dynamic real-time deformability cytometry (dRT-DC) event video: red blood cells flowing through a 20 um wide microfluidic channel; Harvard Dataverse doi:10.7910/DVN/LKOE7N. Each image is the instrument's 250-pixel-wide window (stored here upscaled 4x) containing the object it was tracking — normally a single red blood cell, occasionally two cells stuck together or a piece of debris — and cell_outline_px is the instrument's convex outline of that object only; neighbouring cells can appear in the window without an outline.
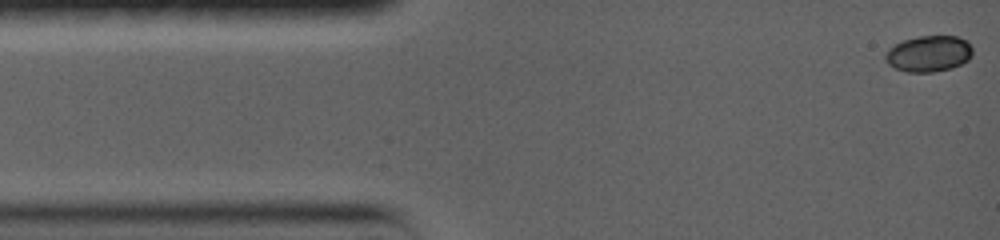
{"species": "common noctule bat (a hibernating species)", "species_latin": "Nyctalus noctula", "temperature_condition": "warm", "stored_images_in_passage": 20, "camera_frame_rate_fps": 5000, "um_per_image_px": 0.085, "animal": {"sex": "female", "body_mass_g": 19.0, "forearm_length_mm": 56.7}, "frame": {"image": 1, "passage_image": 1, "time_ms": 0.0, "image_size_px": [1000, 240], "cell_outline_px": [[972, 56], [968, 60], [952, 68], [932, 72], [908, 72], [896, 68], [888, 64], [884, 56], [884, 52], [888, 48], [904, 40], [920, 36], [956, 36], [968, 40], [972, 48]], "centroid_in_image_um": [78.95, 4.56], "position_along_channel_um": 6.0, "area_um2": 18.44}}
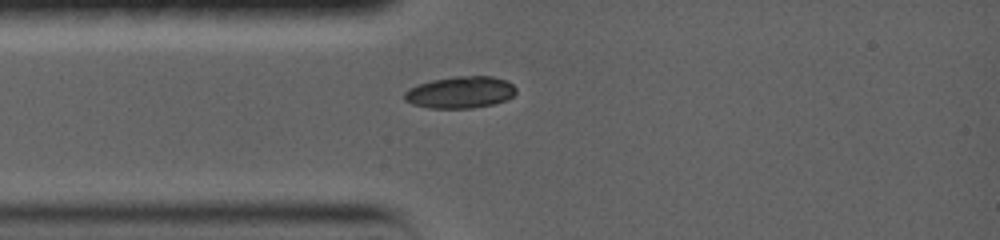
{"frame": {"image": 2, "passage_image": 17, "time_ms": 3.2, "image_size_px": [1000, 240], "cell_outline_px": [[516, 92], [512, 96], [504, 100], [492, 104], [472, 108], [428, 108], [412, 104], [404, 100], [404, 92], [408, 88], [432, 80], [456, 76], [492, 76], [504, 80], [512, 84], [516, 88]], "centroid_in_image_um": [39.09, 7.85], "position_along_channel_um": 45.9, "area_um2": 20.58}}